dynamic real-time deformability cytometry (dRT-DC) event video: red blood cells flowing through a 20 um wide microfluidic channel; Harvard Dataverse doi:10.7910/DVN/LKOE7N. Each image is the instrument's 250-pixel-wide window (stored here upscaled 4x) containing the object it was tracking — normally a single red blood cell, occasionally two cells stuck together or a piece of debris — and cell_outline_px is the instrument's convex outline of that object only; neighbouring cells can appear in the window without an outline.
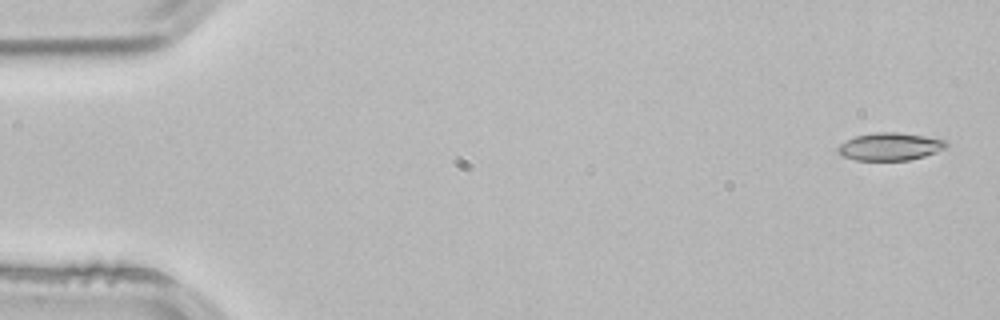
{"species": "common noctule bat (a hibernating species)", "species_latin": "Nyctalus noctula", "temperature_condition": "room temperature", "stored_images_in_passage": 4, "camera_frame_rate_fps": 3000, "um_per_image_px": 0.085, "animal": {"sex": "male", "body_mass_g": 21.5, "forearm_length_mm": 52.0}, "frame": {"image": 1, "passage_image": 1, "time_ms": 0.0, "image_size_px": [1000, 320], "cell_outline_px": [[948, 148], [924, 156], [908, 160], [856, 160], [844, 156], [836, 152], [836, 148], [840, 144], [856, 136], [876, 132], [896, 132], [924, 136], [948, 140]], "centroid_in_image_um": [75.68, 12.46], "position_along_channel_um": 9.3, "area_um2": 17.46}}
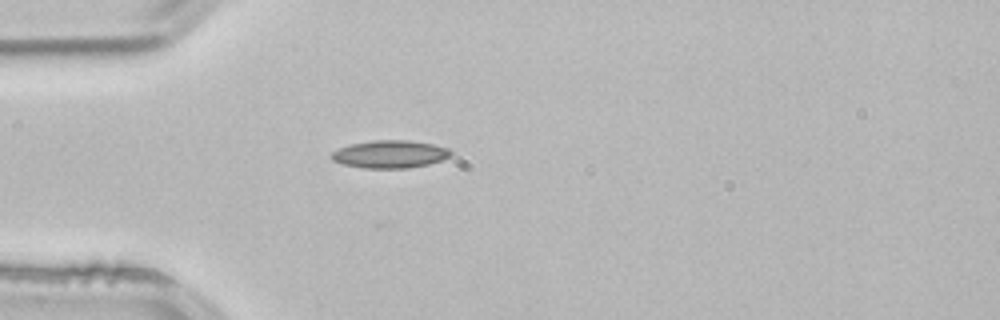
{"frame": {"image": 2, "passage_image": 4, "time_ms": 1.0, "image_size_px": [1000, 320], "cell_outline_px": [[452, 156], [428, 164], [408, 168], [364, 168], [344, 164], [332, 160], [332, 152], [340, 148], [352, 144], [372, 140], [408, 140], [432, 144], [448, 148], [452, 152]], "centroid_in_image_um": [33.17, 13.1], "position_along_channel_um": 51.8, "area_um2": 19.07}}